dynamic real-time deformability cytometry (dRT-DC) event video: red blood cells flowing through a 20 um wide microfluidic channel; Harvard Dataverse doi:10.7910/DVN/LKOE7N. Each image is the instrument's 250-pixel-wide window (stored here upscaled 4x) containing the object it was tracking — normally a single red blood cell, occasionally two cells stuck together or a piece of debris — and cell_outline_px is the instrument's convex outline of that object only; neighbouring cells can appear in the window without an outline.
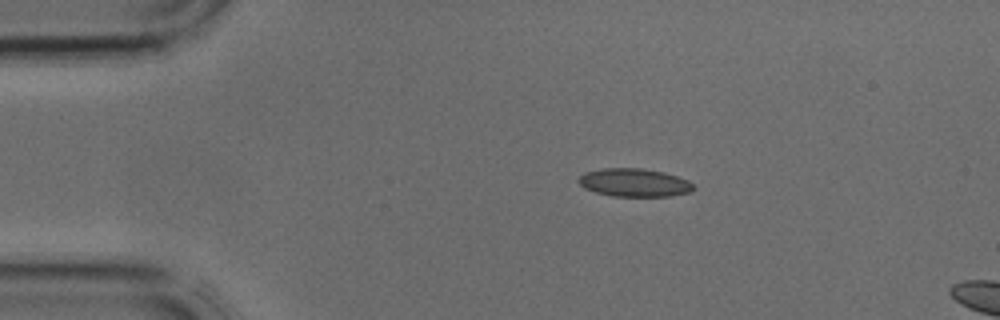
{"species": "common noctule bat (a hibernating species)", "species_latin": "Nyctalus noctula", "temperature_condition": "cold", "stored_images_in_passage": 2, "camera_frame_rate_fps": 3000, "um_per_image_px": 0.085, "animal": {"sex": "male", "body_mass_g": 17.9, "forearm_length_mm": 54.2}, "frame": {"image": 1, "passage_image": 1, "time_ms": 0.0, "image_size_px": [1000, 320], "cell_outline_px": [[696, 188], [688, 192], [668, 196], [612, 196], [596, 192], [584, 188], [576, 180], [584, 172], [604, 168], [640, 168], [664, 172], [688, 180]], "centroid_in_image_um": [53.88, 15.51], "position_along_channel_um": 31.1, "area_um2": 18.79}}